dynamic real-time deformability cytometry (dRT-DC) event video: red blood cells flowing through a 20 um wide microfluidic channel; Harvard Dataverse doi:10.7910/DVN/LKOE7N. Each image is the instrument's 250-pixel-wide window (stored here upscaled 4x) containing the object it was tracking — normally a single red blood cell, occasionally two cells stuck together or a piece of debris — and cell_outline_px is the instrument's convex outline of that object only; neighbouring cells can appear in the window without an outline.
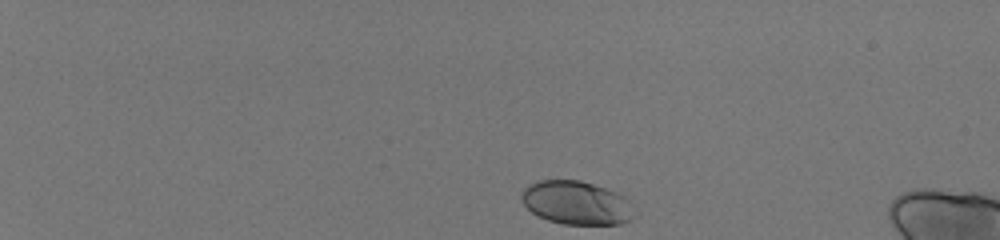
{"species": "human", "species_latin": "Homo sapiens", "temperature_condition": "room temperature", "stored_images_in_passage": 40, "camera_frame_rate_fps": 3000, "um_per_image_px": 0.085, "donor": {"sex": "male"}, "frame": {"image": 1, "passage_image": 1, "time_ms": 0.0, "image_size_px": [1000, 240], "cell_outline_px": [[640, 212], [632, 220], [620, 224], [564, 224], [548, 220], [532, 212], [520, 200], [520, 196], [524, 188], [528, 184], [536, 180], [580, 180], [616, 192], [624, 196]], "centroid_in_image_um": [49.05, 17.24], "position_along_channel_um": 36.0, "area_um2": 29.02}}
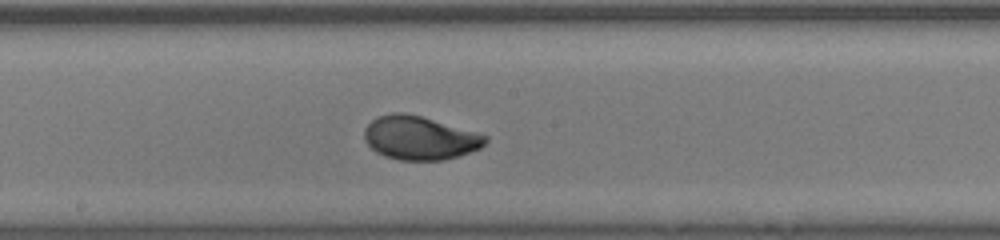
{"frame": {"image": 2, "passage_image": 23, "time_ms": 7.333, "image_size_px": [1000, 240], "cell_outline_px": [[488, 140], [480, 148], [444, 160], [400, 160], [384, 156], [376, 152], [364, 140], [364, 128], [376, 116], [392, 112], [404, 112], [420, 116], [476, 132], [488, 136]], "centroid_in_image_um": [35.63, 11.71], "position_along_channel_um": 212.6, "area_um2": 30.63}}
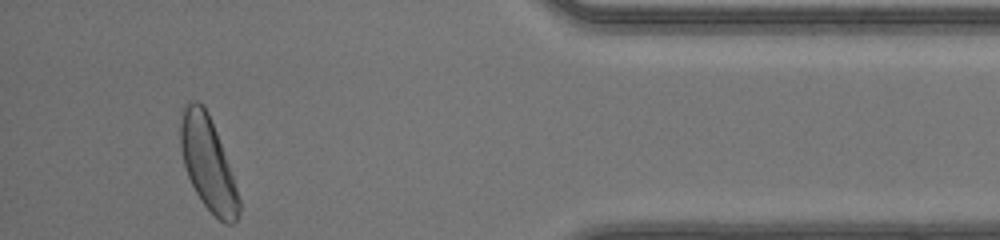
{"frame": {"image": 3, "passage_image": 40, "time_ms": 13.0, "image_size_px": [1000, 240], "cell_outline_px": [[240, 208], [236, 220], [232, 224], [224, 224], [200, 200], [188, 176], [184, 164], [180, 148], [180, 112], [184, 104], [188, 100], [196, 100], [204, 104], [208, 112], [216, 132], [228, 164], [240, 200]], "centroid_in_image_um": [17.63, 13.83], "position_along_channel_um": 417.6, "area_um2": 31.5}, "authors_computed_cell_mechanics": {"area_um2": 30.0849, "velocity_mm_per_s": 4.1557, "shape_relaxation_time_tau1_ms": 2.5478, "shape_relaxation_time_tau2_ms": null, "deformation_change_tau1": 0.1415, "deformation_change_tau2": null}}